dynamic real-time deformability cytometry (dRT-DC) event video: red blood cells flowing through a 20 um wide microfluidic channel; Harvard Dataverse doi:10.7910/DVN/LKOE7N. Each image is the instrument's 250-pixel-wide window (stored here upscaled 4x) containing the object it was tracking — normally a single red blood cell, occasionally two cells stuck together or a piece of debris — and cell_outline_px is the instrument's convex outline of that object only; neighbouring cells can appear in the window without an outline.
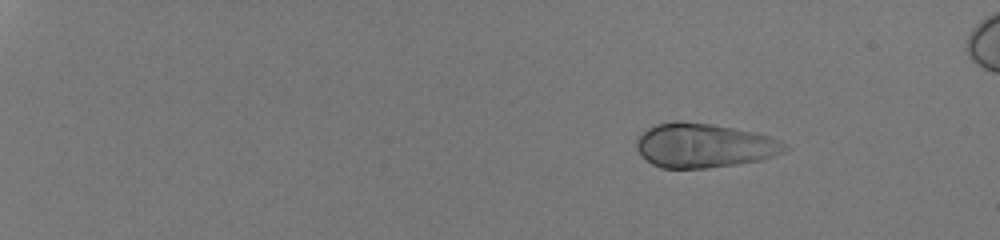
{"species": "human", "species_latin": "Homo sapiens", "temperature_condition": "room temperature", "stored_images_in_passage": 45, "camera_frame_rate_fps": 3000, "um_per_image_px": 0.085, "donor": {"sex": "male"}, "frame": {"image": 1, "passage_image": 1, "time_ms": 0.0, "image_size_px": [1000, 240], "cell_outline_px": [[792, 148], [784, 152], [760, 160], [736, 164], [708, 168], [660, 168], [652, 164], [636, 148], [636, 140], [648, 128], [656, 124], [676, 120], [680, 120], [712, 124], [752, 132], [768, 136], [788, 144]], "centroid_in_image_um": [59.86, 12.36], "position_along_channel_um": 25.1, "area_um2": 38.15}}
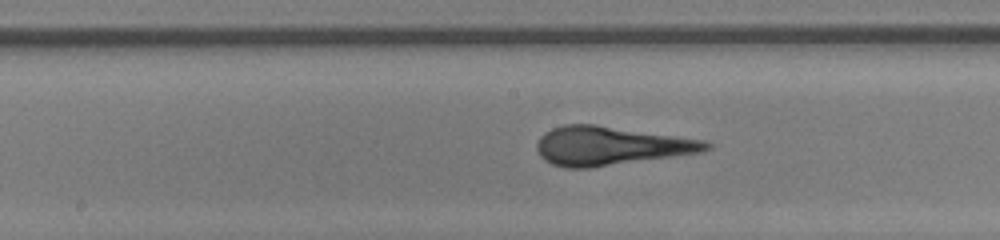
{"frame": {"image": 2, "passage_image": 25, "time_ms": 8.0, "image_size_px": [1000, 240], "cell_outline_px": [[712, 148], [700, 152], [588, 168], [568, 168], [552, 164], [544, 160], [540, 156], [536, 148], [536, 144], [540, 136], [544, 132], [552, 128], [564, 124], [596, 124], [704, 140], [712, 144]], "centroid_in_image_um": [51.85, 12.38], "position_along_channel_um": 196.4, "area_um2": 38.03}}
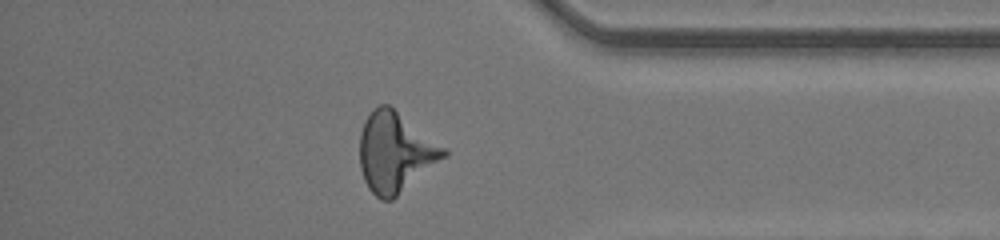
{"frame": {"image": 3, "passage_image": 40, "time_ms": 13.0, "image_size_px": [1000, 240], "cell_outline_px": [[448, 156], [392, 200], [380, 200], [368, 188], [364, 180], [360, 168], [360, 132], [364, 120], [380, 104], [388, 104], [448, 148]], "centroid_in_image_um": [33.63, 12.96], "position_along_channel_um": 401.6, "area_um2": 39.3}}